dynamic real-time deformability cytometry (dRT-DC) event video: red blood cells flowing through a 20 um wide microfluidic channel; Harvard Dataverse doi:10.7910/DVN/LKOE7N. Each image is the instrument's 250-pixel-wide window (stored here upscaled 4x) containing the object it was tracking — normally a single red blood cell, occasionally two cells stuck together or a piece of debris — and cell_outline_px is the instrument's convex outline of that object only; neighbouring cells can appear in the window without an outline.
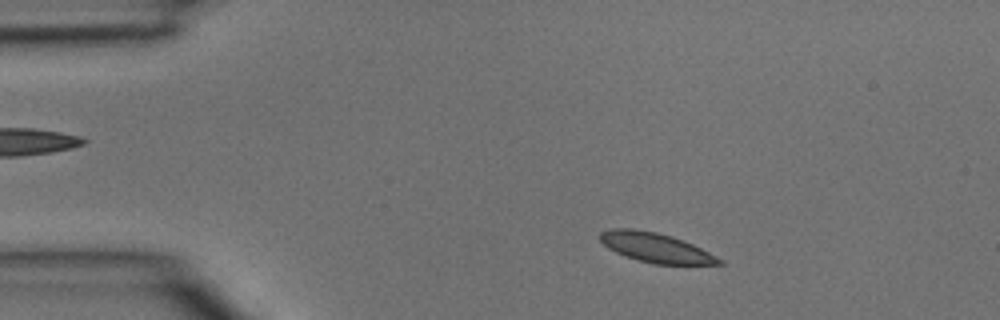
{"species": "common noctule bat (a hibernating species)", "species_latin": "Nyctalus noctula", "temperature_condition": "room temperature", "stored_images_in_passage": 37, "camera_frame_rate_fps": 3000, "um_per_image_px": 0.085, "animal": {"sex": "male", "body_mass_g": 15.6}, "frame": {"image": 1, "passage_image": 4, "time_ms": 1.0, "image_size_px": [1000, 320], "cell_outline_px": [[724, 264], [652, 264], [636, 260], [616, 252], [608, 248], [600, 240], [600, 232], [612, 228], [632, 228], [656, 232], [672, 236], [684, 240], [724, 260]], "centroid_in_image_um": [55.72, 21.04], "position_along_channel_um": 29.3, "area_um2": 20.46}}
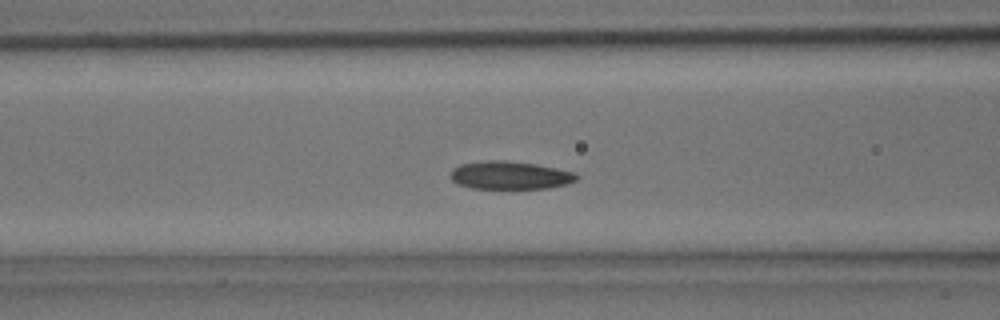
{"frame": {"image": 2, "passage_image": 13, "time_ms": 4.0, "image_size_px": [1000, 320], "cell_outline_px": [[580, 176], [576, 180], [568, 184], [548, 188], [472, 188], [456, 184], [452, 180], [452, 168], [460, 164], [484, 160], [508, 160], [536, 164], [576, 172]], "centroid_in_image_um": [43.37, 14.89], "position_along_channel_um": 123.2, "area_um2": 20.75}}
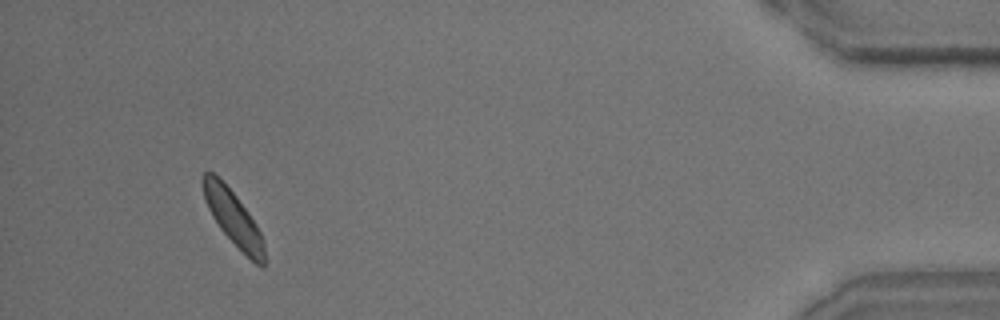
{"frame": {"image": 3, "passage_image": 35, "time_ms": 11.333, "image_size_px": [1000, 320], "cell_outline_px": [[264, 268], [260, 268], [220, 228], [212, 216], [204, 200], [200, 180], [200, 176], [204, 172], [212, 172], [236, 196], [248, 212], [256, 224], [260, 232], [264, 244]], "centroid_in_image_um": [19.79, 18.49], "position_along_channel_um": 415.4, "area_um2": 19.13}}